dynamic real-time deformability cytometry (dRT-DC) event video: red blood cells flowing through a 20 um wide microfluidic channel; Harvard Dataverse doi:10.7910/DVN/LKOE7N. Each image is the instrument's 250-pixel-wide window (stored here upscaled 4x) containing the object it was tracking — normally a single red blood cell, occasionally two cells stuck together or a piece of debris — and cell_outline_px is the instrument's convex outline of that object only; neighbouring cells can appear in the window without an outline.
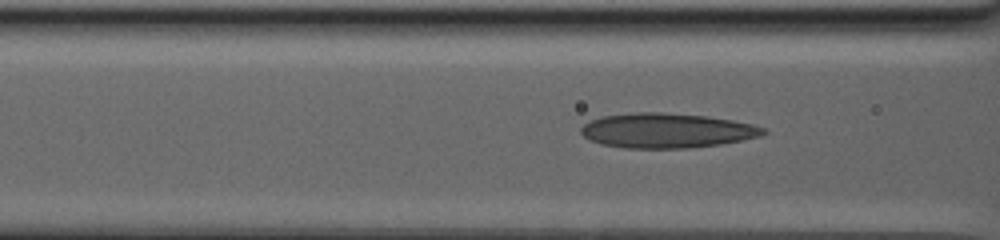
{"species": "human", "species_latin": "Homo sapiens", "temperature_condition": "warm", "stored_images_in_passage": 14, "camera_frame_rate_fps": 3000, "um_per_image_px": 0.085, "donor": {"sex": "male"}, "frame": {"image": 1, "passage_image": 8, "time_ms": 2.0, "image_size_px": [1000, 240], "cell_outline_px": [[768, 132], [760, 136], [720, 144], [688, 148], [624, 148], [600, 144], [588, 140], [580, 132], [580, 128], [584, 124], [600, 116], [632, 112], [664, 112], [708, 116], [732, 120], [752, 124], [764, 128]], "centroid_in_image_um": [56.63, 11.09], "position_along_channel_um": 110.0, "area_um2": 37.11}}